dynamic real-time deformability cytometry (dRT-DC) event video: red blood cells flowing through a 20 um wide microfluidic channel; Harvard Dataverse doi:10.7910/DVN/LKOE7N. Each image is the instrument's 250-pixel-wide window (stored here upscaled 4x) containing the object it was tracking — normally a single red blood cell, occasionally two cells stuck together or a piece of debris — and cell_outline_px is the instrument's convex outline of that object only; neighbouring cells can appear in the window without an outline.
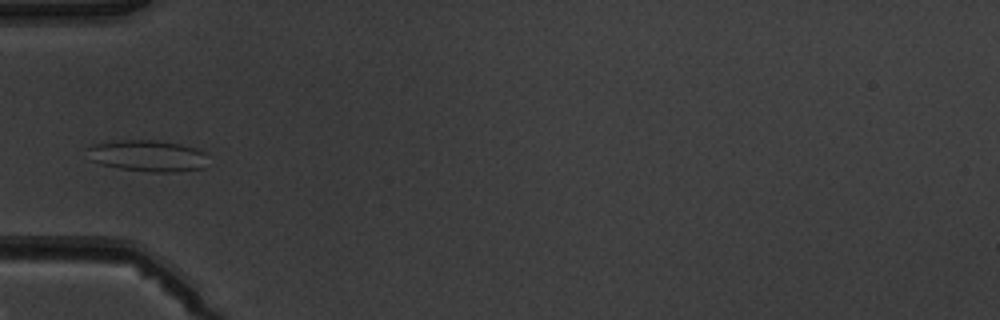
{"species": "common noctule bat (a hibernating species)", "species_latin": "Nyctalus noctula", "temperature_condition": "warm", "stored_images_in_passage": 6, "camera_frame_rate_fps": 3000, "um_per_image_px": 0.085, "animal": {"sex": "male", "body_mass_g": 19.5, "forearm_length_mm": 54.6}, "frame": {"image": 1, "passage_image": 6, "time_ms": 5.667, "image_size_px": [1000, 320], "cell_outline_px": [[204, 168], [172, 172], [152, 172], [120, 168], [100, 164], [92, 160], [88, 148], [92, 144], [120, 140], [156, 140], [180, 144], [196, 148], [204, 152]], "centroid_in_image_um": [12.54, 13.24], "position_along_channel_um": 72.5, "area_um2": 21.73}}